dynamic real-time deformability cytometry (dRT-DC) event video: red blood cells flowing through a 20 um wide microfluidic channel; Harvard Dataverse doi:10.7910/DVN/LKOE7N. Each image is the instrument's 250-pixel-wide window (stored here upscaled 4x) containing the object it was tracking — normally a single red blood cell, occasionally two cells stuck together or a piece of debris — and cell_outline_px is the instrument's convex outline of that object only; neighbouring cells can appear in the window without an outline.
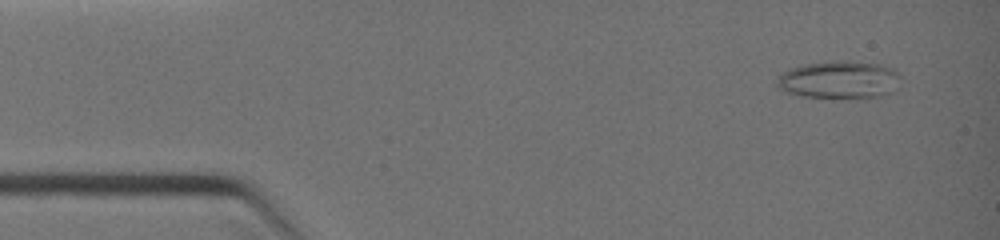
{"species": "common noctule bat (a hibernating species)", "species_latin": "Nyctalus noctula", "temperature_condition": "warm", "stored_images_in_passage": 46, "camera_frame_rate_fps": 3000, "um_per_image_px": 0.085, "animal": {"sex": "female", "body_mass_g": 19.0, "forearm_length_mm": 51.5}, "frame": {"image": 1, "passage_image": 2, "time_ms": 0.667, "image_size_px": [1000, 240], "cell_outline_px": [[900, 76], [892, 92], [880, 96], [804, 96], [784, 92], [776, 84], [776, 80], [788, 68], [804, 64], [840, 60], [848, 60], [880, 64], [892, 68]], "centroid_in_image_um": [71.3, 6.74], "position_along_channel_um": 13.7, "area_um2": 26.53}}
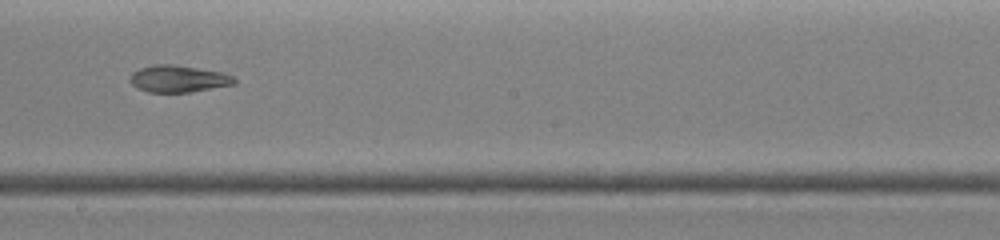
{"frame": {"image": 2, "passage_image": 23, "time_ms": 6.667, "image_size_px": [1000, 240], "cell_outline_px": [[236, 84], [192, 92], [148, 92], [136, 88], [128, 80], [132, 72], [140, 68], [156, 64], [172, 64], [224, 72], [232, 76], [236, 80]], "centroid_in_image_um": [15.15, 6.7], "position_along_channel_um": 233.0, "area_um2": 16.53}}
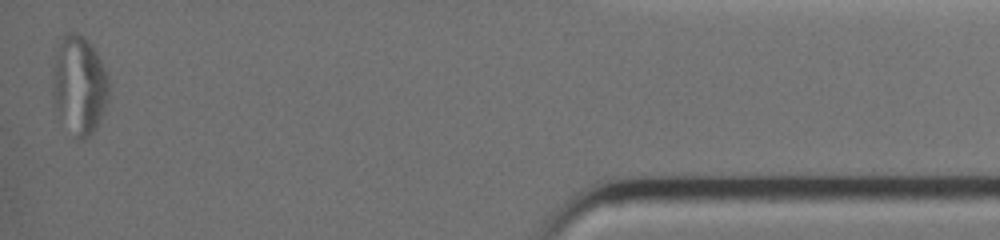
{"frame": {"image": 3, "passage_image": 46, "time_ms": 11.667, "image_size_px": [1000, 240], "cell_outline_px": [[108, 96], [104, 112], [100, 120], [92, 132], [84, 140], [80, 140], [76, 136], [56, 108], [52, 96], [52, 88], [56, 56], [60, 40], [68, 32], [76, 32], [88, 40], [92, 44], [108, 76]], "centroid_in_image_um": [6.76, 7.2], "position_along_channel_um": 428.4, "area_um2": 31.44}}